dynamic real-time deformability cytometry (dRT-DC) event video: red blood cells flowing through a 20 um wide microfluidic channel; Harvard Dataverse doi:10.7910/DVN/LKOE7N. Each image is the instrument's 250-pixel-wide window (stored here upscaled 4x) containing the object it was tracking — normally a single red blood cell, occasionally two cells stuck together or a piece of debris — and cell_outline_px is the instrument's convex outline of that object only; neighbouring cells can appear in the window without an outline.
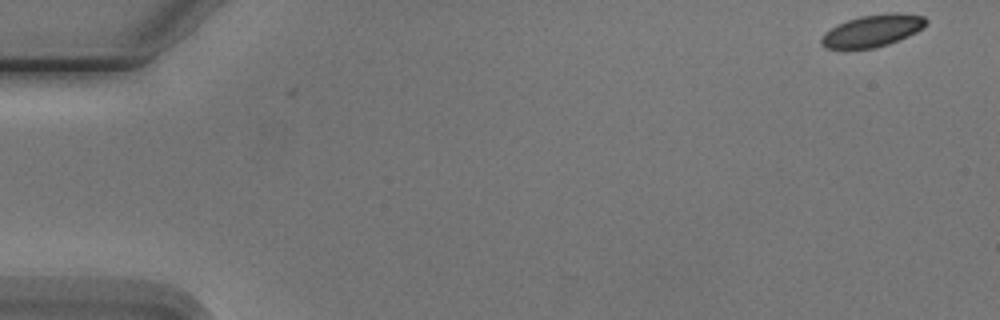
{"species": "Egyptian fruit bat (a non-hibernating species)", "species_latin": "Rousettus aegyptiacus", "temperature_condition": "cold", "stored_images_in_passage": 6, "segment_of_instrument_passage": [1, 2], "camera_frame_rate_fps": 3000, "um_per_image_px": 0.085, "animal": {"sex": "male"}, "frame": {"image": 1, "passage_image": 1, "time_ms": 0.0, "image_size_px": [1000, 320], "cell_outline_px": [[928, 24], [924, 28], [908, 36], [888, 44], [872, 48], [848, 52], [844, 52], [824, 48], [820, 44], [820, 40], [824, 32], [836, 24], [860, 16], [892, 12], [900, 12], [924, 16], [928, 20]], "centroid_in_image_um": [74.1, 2.65], "position_along_channel_um": 10.9, "area_um2": 20.46}}
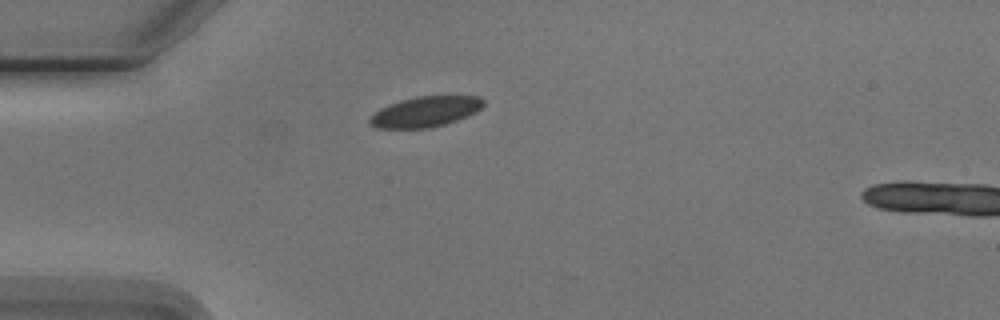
{"frame": {"image": 2, "passage_image": 5, "time_ms": 4.333, "image_size_px": [1000, 320], "cell_outline_px": [[484, 104], [476, 112], [468, 116], [444, 124], [428, 128], [376, 128], [368, 120], [372, 112], [380, 108], [400, 100], [416, 96], [480, 96], [484, 100]], "centroid_in_image_um": [36.14, 9.48], "position_along_channel_um": 48.9, "area_um2": 20.17}}